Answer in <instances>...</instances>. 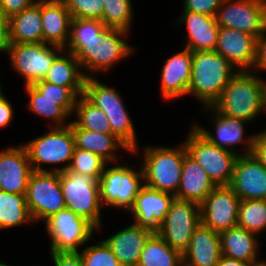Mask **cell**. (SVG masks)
<instances>
[{
    "label": "cell",
    "instance_id": "1",
    "mask_svg": "<svg viewBox=\"0 0 266 266\" xmlns=\"http://www.w3.org/2000/svg\"><path fill=\"white\" fill-rule=\"evenodd\" d=\"M211 107L222 116L251 123L266 113V80L252 71L238 70Z\"/></svg>",
    "mask_w": 266,
    "mask_h": 266
},
{
    "label": "cell",
    "instance_id": "2",
    "mask_svg": "<svg viewBox=\"0 0 266 266\" xmlns=\"http://www.w3.org/2000/svg\"><path fill=\"white\" fill-rule=\"evenodd\" d=\"M237 71L231 62L215 50L192 52L191 81L187 95L196 97L202 107L212 106Z\"/></svg>",
    "mask_w": 266,
    "mask_h": 266
},
{
    "label": "cell",
    "instance_id": "3",
    "mask_svg": "<svg viewBox=\"0 0 266 266\" xmlns=\"http://www.w3.org/2000/svg\"><path fill=\"white\" fill-rule=\"evenodd\" d=\"M96 78L86 77L83 95L106 114L111 133L130 148L132 155L142 154L137 143L136 129L123 96L114 87H109Z\"/></svg>",
    "mask_w": 266,
    "mask_h": 266
},
{
    "label": "cell",
    "instance_id": "4",
    "mask_svg": "<svg viewBox=\"0 0 266 266\" xmlns=\"http://www.w3.org/2000/svg\"><path fill=\"white\" fill-rule=\"evenodd\" d=\"M143 152L142 170L144 185L176 196L178 191L182 165L185 157V144L177 147L146 145Z\"/></svg>",
    "mask_w": 266,
    "mask_h": 266
},
{
    "label": "cell",
    "instance_id": "5",
    "mask_svg": "<svg viewBox=\"0 0 266 266\" xmlns=\"http://www.w3.org/2000/svg\"><path fill=\"white\" fill-rule=\"evenodd\" d=\"M50 128L47 133L22 144L27 151L33 171L61 173L70 166L75 149V139L70 125ZM43 164L45 166L65 165L49 169L44 168Z\"/></svg>",
    "mask_w": 266,
    "mask_h": 266
},
{
    "label": "cell",
    "instance_id": "6",
    "mask_svg": "<svg viewBox=\"0 0 266 266\" xmlns=\"http://www.w3.org/2000/svg\"><path fill=\"white\" fill-rule=\"evenodd\" d=\"M60 184L66 208L91 222L99 233L102 230L103 207L99 180L67 168L60 173Z\"/></svg>",
    "mask_w": 266,
    "mask_h": 266
},
{
    "label": "cell",
    "instance_id": "7",
    "mask_svg": "<svg viewBox=\"0 0 266 266\" xmlns=\"http://www.w3.org/2000/svg\"><path fill=\"white\" fill-rule=\"evenodd\" d=\"M111 165V167L106 165L99 179L101 203L103 206L129 212L144 186L142 166L140 165L137 171L127 164L112 163Z\"/></svg>",
    "mask_w": 266,
    "mask_h": 266
},
{
    "label": "cell",
    "instance_id": "8",
    "mask_svg": "<svg viewBox=\"0 0 266 266\" xmlns=\"http://www.w3.org/2000/svg\"><path fill=\"white\" fill-rule=\"evenodd\" d=\"M185 144L187 153L205 170L216 187L229 186L238 154L217 147L191 124Z\"/></svg>",
    "mask_w": 266,
    "mask_h": 266
},
{
    "label": "cell",
    "instance_id": "9",
    "mask_svg": "<svg viewBox=\"0 0 266 266\" xmlns=\"http://www.w3.org/2000/svg\"><path fill=\"white\" fill-rule=\"evenodd\" d=\"M45 232L51 240L50 251L79 252L93 239L97 228L74 211L64 208L45 222Z\"/></svg>",
    "mask_w": 266,
    "mask_h": 266
},
{
    "label": "cell",
    "instance_id": "10",
    "mask_svg": "<svg viewBox=\"0 0 266 266\" xmlns=\"http://www.w3.org/2000/svg\"><path fill=\"white\" fill-rule=\"evenodd\" d=\"M130 33L123 29L108 28L102 34L100 44L89 46L78 58L84 75L95 77L97 73L107 72L122 59L134 53V46L124 41Z\"/></svg>",
    "mask_w": 266,
    "mask_h": 266
},
{
    "label": "cell",
    "instance_id": "11",
    "mask_svg": "<svg viewBox=\"0 0 266 266\" xmlns=\"http://www.w3.org/2000/svg\"><path fill=\"white\" fill-rule=\"evenodd\" d=\"M26 203L34 223L45 222L66 208L60 173L33 171L27 186Z\"/></svg>",
    "mask_w": 266,
    "mask_h": 266
},
{
    "label": "cell",
    "instance_id": "12",
    "mask_svg": "<svg viewBox=\"0 0 266 266\" xmlns=\"http://www.w3.org/2000/svg\"><path fill=\"white\" fill-rule=\"evenodd\" d=\"M62 47L47 43H12L8 55L10 66L22 78L24 85L42 80L54 60L64 51Z\"/></svg>",
    "mask_w": 266,
    "mask_h": 266
},
{
    "label": "cell",
    "instance_id": "13",
    "mask_svg": "<svg viewBox=\"0 0 266 266\" xmlns=\"http://www.w3.org/2000/svg\"><path fill=\"white\" fill-rule=\"evenodd\" d=\"M200 223V205L175 198L165 216L164 223L156 233L171 247L183 253Z\"/></svg>",
    "mask_w": 266,
    "mask_h": 266
},
{
    "label": "cell",
    "instance_id": "14",
    "mask_svg": "<svg viewBox=\"0 0 266 266\" xmlns=\"http://www.w3.org/2000/svg\"><path fill=\"white\" fill-rule=\"evenodd\" d=\"M215 20L219 27L233 28L258 39L266 30V0H223Z\"/></svg>",
    "mask_w": 266,
    "mask_h": 266
},
{
    "label": "cell",
    "instance_id": "15",
    "mask_svg": "<svg viewBox=\"0 0 266 266\" xmlns=\"http://www.w3.org/2000/svg\"><path fill=\"white\" fill-rule=\"evenodd\" d=\"M202 110L211 111L210 121L213 124L215 133L209 131L203 125L198 123L192 124L195 129L205 137L209 142L215 144L219 148H223L232 151L238 155H250L253 149V142L255 138V133L245 137V126L249 123L231 116H222L217 113L211 106L202 107ZM244 143L243 151L240 149L237 151V147ZM239 144V145H238ZM245 149V150H244Z\"/></svg>",
    "mask_w": 266,
    "mask_h": 266
},
{
    "label": "cell",
    "instance_id": "16",
    "mask_svg": "<svg viewBox=\"0 0 266 266\" xmlns=\"http://www.w3.org/2000/svg\"><path fill=\"white\" fill-rule=\"evenodd\" d=\"M240 202L229 186L216 187L200 204L201 223L219 233L237 226Z\"/></svg>",
    "mask_w": 266,
    "mask_h": 266
},
{
    "label": "cell",
    "instance_id": "17",
    "mask_svg": "<svg viewBox=\"0 0 266 266\" xmlns=\"http://www.w3.org/2000/svg\"><path fill=\"white\" fill-rule=\"evenodd\" d=\"M229 187L240 200H266V167L250 155H239Z\"/></svg>",
    "mask_w": 266,
    "mask_h": 266
},
{
    "label": "cell",
    "instance_id": "18",
    "mask_svg": "<svg viewBox=\"0 0 266 266\" xmlns=\"http://www.w3.org/2000/svg\"><path fill=\"white\" fill-rule=\"evenodd\" d=\"M32 172L23 144L0 150V190L26 195Z\"/></svg>",
    "mask_w": 266,
    "mask_h": 266
},
{
    "label": "cell",
    "instance_id": "19",
    "mask_svg": "<svg viewBox=\"0 0 266 266\" xmlns=\"http://www.w3.org/2000/svg\"><path fill=\"white\" fill-rule=\"evenodd\" d=\"M257 39L239 30L220 27L215 51L237 70L251 71L256 59Z\"/></svg>",
    "mask_w": 266,
    "mask_h": 266
},
{
    "label": "cell",
    "instance_id": "20",
    "mask_svg": "<svg viewBox=\"0 0 266 266\" xmlns=\"http://www.w3.org/2000/svg\"><path fill=\"white\" fill-rule=\"evenodd\" d=\"M174 199V195L144 185L129 210L133 214L134 223L156 233L164 223Z\"/></svg>",
    "mask_w": 266,
    "mask_h": 266
},
{
    "label": "cell",
    "instance_id": "21",
    "mask_svg": "<svg viewBox=\"0 0 266 266\" xmlns=\"http://www.w3.org/2000/svg\"><path fill=\"white\" fill-rule=\"evenodd\" d=\"M192 51L183 47L167 58L160 73V93L163 100L187 96L191 81Z\"/></svg>",
    "mask_w": 266,
    "mask_h": 266
},
{
    "label": "cell",
    "instance_id": "22",
    "mask_svg": "<svg viewBox=\"0 0 266 266\" xmlns=\"http://www.w3.org/2000/svg\"><path fill=\"white\" fill-rule=\"evenodd\" d=\"M178 18V19H177ZM176 18V25L184 24L187 29V38L184 47L192 52L213 51L216 49L219 25L215 17L202 13L183 11Z\"/></svg>",
    "mask_w": 266,
    "mask_h": 266
},
{
    "label": "cell",
    "instance_id": "23",
    "mask_svg": "<svg viewBox=\"0 0 266 266\" xmlns=\"http://www.w3.org/2000/svg\"><path fill=\"white\" fill-rule=\"evenodd\" d=\"M153 234V231L132 223L103 241L122 266H137L145 243Z\"/></svg>",
    "mask_w": 266,
    "mask_h": 266
},
{
    "label": "cell",
    "instance_id": "24",
    "mask_svg": "<svg viewBox=\"0 0 266 266\" xmlns=\"http://www.w3.org/2000/svg\"><path fill=\"white\" fill-rule=\"evenodd\" d=\"M221 256L219 232L200 223L182 253V263L183 266H216Z\"/></svg>",
    "mask_w": 266,
    "mask_h": 266
},
{
    "label": "cell",
    "instance_id": "25",
    "mask_svg": "<svg viewBox=\"0 0 266 266\" xmlns=\"http://www.w3.org/2000/svg\"><path fill=\"white\" fill-rule=\"evenodd\" d=\"M43 42L66 49L72 16L65 2L41 1Z\"/></svg>",
    "mask_w": 266,
    "mask_h": 266
},
{
    "label": "cell",
    "instance_id": "26",
    "mask_svg": "<svg viewBox=\"0 0 266 266\" xmlns=\"http://www.w3.org/2000/svg\"><path fill=\"white\" fill-rule=\"evenodd\" d=\"M216 188L205 170L187 153L182 165L181 181L175 198L201 204Z\"/></svg>",
    "mask_w": 266,
    "mask_h": 266
},
{
    "label": "cell",
    "instance_id": "27",
    "mask_svg": "<svg viewBox=\"0 0 266 266\" xmlns=\"http://www.w3.org/2000/svg\"><path fill=\"white\" fill-rule=\"evenodd\" d=\"M25 92L29 96L27 107L38 117L52 121L51 127L69 126L70 116L74 114L77 99H50L46 98L32 85H26ZM67 121V122H66ZM55 123V124H54Z\"/></svg>",
    "mask_w": 266,
    "mask_h": 266
},
{
    "label": "cell",
    "instance_id": "28",
    "mask_svg": "<svg viewBox=\"0 0 266 266\" xmlns=\"http://www.w3.org/2000/svg\"><path fill=\"white\" fill-rule=\"evenodd\" d=\"M74 139L75 148L87 150L95 153L109 163H118V149H123L130 155V148L113 134H102L90 130L79 128L73 121L70 123Z\"/></svg>",
    "mask_w": 266,
    "mask_h": 266
},
{
    "label": "cell",
    "instance_id": "29",
    "mask_svg": "<svg viewBox=\"0 0 266 266\" xmlns=\"http://www.w3.org/2000/svg\"><path fill=\"white\" fill-rule=\"evenodd\" d=\"M219 235L223 256L252 264L262 261L259 260L261 243L256 234L235 226L220 232Z\"/></svg>",
    "mask_w": 266,
    "mask_h": 266
},
{
    "label": "cell",
    "instance_id": "30",
    "mask_svg": "<svg viewBox=\"0 0 266 266\" xmlns=\"http://www.w3.org/2000/svg\"><path fill=\"white\" fill-rule=\"evenodd\" d=\"M51 84L71 88L78 96L83 94L86 76L78 58L64 50L53 62L42 79Z\"/></svg>",
    "mask_w": 266,
    "mask_h": 266
},
{
    "label": "cell",
    "instance_id": "31",
    "mask_svg": "<svg viewBox=\"0 0 266 266\" xmlns=\"http://www.w3.org/2000/svg\"><path fill=\"white\" fill-rule=\"evenodd\" d=\"M11 43H42L41 1L9 18Z\"/></svg>",
    "mask_w": 266,
    "mask_h": 266
},
{
    "label": "cell",
    "instance_id": "32",
    "mask_svg": "<svg viewBox=\"0 0 266 266\" xmlns=\"http://www.w3.org/2000/svg\"><path fill=\"white\" fill-rule=\"evenodd\" d=\"M107 29L101 20L72 19L70 40L65 50L79 58L89 46L100 44Z\"/></svg>",
    "mask_w": 266,
    "mask_h": 266
},
{
    "label": "cell",
    "instance_id": "33",
    "mask_svg": "<svg viewBox=\"0 0 266 266\" xmlns=\"http://www.w3.org/2000/svg\"><path fill=\"white\" fill-rule=\"evenodd\" d=\"M137 266H183L182 253L154 233L145 243Z\"/></svg>",
    "mask_w": 266,
    "mask_h": 266
},
{
    "label": "cell",
    "instance_id": "34",
    "mask_svg": "<svg viewBox=\"0 0 266 266\" xmlns=\"http://www.w3.org/2000/svg\"><path fill=\"white\" fill-rule=\"evenodd\" d=\"M34 223L26 203L25 194L0 190V230Z\"/></svg>",
    "mask_w": 266,
    "mask_h": 266
},
{
    "label": "cell",
    "instance_id": "35",
    "mask_svg": "<svg viewBox=\"0 0 266 266\" xmlns=\"http://www.w3.org/2000/svg\"><path fill=\"white\" fill-rule=\"evenodd\" d=\"M73 114V122L82 129L102 134H112L110 123L106 114L96 105L91 103L83 94L77 99Z\"/></svg>",
    "mask_w": 266,
    "mask_h": 266
},
{
    "label": "cell",
    "instance_id": "36",
    "mask_svg": "<svg viewBox=\"0 0 266 266\" xmlns=\"http://www.w3.org/2000/svg\"><path fill=\"white\" fill-rule=\"evenodd\" d=\"M237 226L257 236L266 231V200H241Z\"/></svg>",
    "mask_w": 266,
    "mask_h": 266
},
{
    "label": "cell",
    "instance_id": "37",
    "mask_svg": "<svg viewBox=\"0 0 266 266\" xmlns=\"http://www.w3.org/2000/svg\"><path fill=\"white\" fill-rule=\"evenodd\" d=\"M132 0H104L102 22L107 28L132 30L133 23Z\"/></svg>",
    "mask_w": 266,
    "mask_h": 266
},
{
    "label": "cell",
    "instance_id": "38",
    "mask_svg": "<svg viewBox=\"0 0 266 266\" xmlns=\"http://www.w3.org/2000/svg\"><path fill=\"white\" fill-rule=\"evenodd\" d=\"M108 163L95 153L75 148L69 169L100 179Z\"/></svg>",
    "mask_w": 266,
    "mask_h": 266
},
{
    "label": "cell",
    "instance_id": "39",
    "mask_svg": "<svg viewBox=\"0 0 266 266\" xmlns=\"http://www.w3.org/2000/svg\"><path fill=\"white\" fill-rule=\"evenodd\" d=\"M84 247L79 251L83 266H122L103 240H99L95 245Z\"/></svg>",
    "mask_w": 266,
    "mask_h": 266
},
{
    "label": "cell",
    "instance_id": "40",
    "mask_svg": "<svg viewBox=\"0 0 266 266\" xmlns=\"http://www.w3.org/2000/svg\"><path fill=\"white\" fill-rule=\"evenodd\" d=\"M104 0H66L72 19L101 20Z\"/></svg>",
    "mask_w": 266,
    "mask_h": 266
},
{
    "label": "cell",
    "instance_id": "41",
    "mask_svg": "<svg viewBox=\"0 0 266 266\" xmlns=\"http://www.w3.org/2000/svg\"><path fill=\"white\" fill-rule=\"evenodd\" d=\"M46 98L50 99H78V95L69 87L60 86L40 80L32 84Z\"/></svg>",
    "mask_w": 266,
    "mask_h": 266
},
{
    "label": "cell",
    "instance_id": "42",
    "mask_svg": "<svg viewBox=\"0 0 266 266\" xmlns=\"http://www.w3.org/2000/svg\"><path fill=\"white\" fill-rule=\"evenodd\" d=\"M223 0H183V11L202 13L215 17Z\"/></svg>",
    "mask_w": 266,
    "mask_h": 266
},
{
    "label": "cell",
    "instance_id": "43",
    "mask_svg": "<svg viewBox=\"0 0 266 266\" xmlns=\"http://www.w3.org/2000/svg\"><path fill=\"white\" fill-rule=\"evenodd\" d=\"M54 266H83L79 252L49 251Z\"/></svg>",
    "mask_w": 266,
    "mask_h": 266
},
{
    "label": "cell",
    "instance_id": "44",
    "mask_svg": "<svg viewBox=\"0 0 266 266\" xmlns=\"http://www.w3.org/2000/svg\"><path fill=\"white\" fill-rule=\"evenodd\" d=\"M257 132L251 155L266 167V129Z\"/></svg>",
    "mask_w": 266,
    "mask_h": 266
},
{
    "label": "cell",
    "instance_id": "45",
    "mask_svg": "<svg viewBox=\"0 0 266 266\" xmlns=\"http://www.w3.org/2000/svg\"><path fill=\"white\" fill-rule=\"evenodd\" d=\"M2 9L6 18L20 13L27 7L31 6L37 0H0Z\"/></svg>",
    "mask_w": 266,
    "mask_h": 266
},
{
    "label": "cell",
    "instance_id": "46",
    "mask_svg": "<svg viewBox=\"0 0 266 266\" xmlns=\"http://www.w3.org/2000/svg\"><path fill=\"white\" fill-rule=\"evenodd\" d=\"M257 70H266V30L258 37L256 43V59L251 71L255 73Z\"/></svg>",
    "mask_w": 266,
    "mask_h": 266
},
{
    "label": "cell",
    "instance_id": "47",
    "mask_svg": "<svg viewBox=\"0 0 266 266\" xmlns=\"http://www.w3.org/2000/svg\"><path fill=\"white\" fill-rule=\"evenodd\" d=\"M3 92L0 93V129L11 124L14 118V108Z\"/></svg>",
    "mask_w": 266,
    "mask_h": 266
},
{
    "label": "cell",
    "instance_id": "48",
    "mask_svg": "<svg viewBox=\"0 0 266 266\" xmlns=\"http://www.w3.org/2000/svg\"><path fill=\"white\" fill-rule=\"evenodd\" d=\"M11 45L9 20H0V52L8 53Z\"/></svg>",
    "mask_w": 266,
    "mask_h": 266
},
{
    "label": "cell",
    "instance_id": "49",
    "mask_svg": "<svg viewBox=\"0 0 266 266\" xmlns=\"http://www.w3.org/2000/svg\"><path fill=\"white\" fill-rule=\"evenodd\" d=\"M252 265L253 264L251 262L231 259L222 255L216 266H252Z\"/></svg>",
    "mask_w": 266,
    "mask_h": 266
},
{
    "label": "cell",
    "instance_id": "50",
    "mask_svg": "<svg viewBox=\"0 0 266 266\" xmlns=\"http://www.w3.org/2000/svg\"><path fill=\"white\" fill-rule=\"evenodd\" d=\"M0 20H9L8 18H6V16L4 15L3 9H2V4L0 1Z\"/></svg>",
    "mask_w": 266,
    "mask_h": 266
},
{
    "label": "cell",
    "instance_id": "51",
    "mask_svg": "<svg viewBox=\"0 0 266 266\" xmlns=\"http://www.w3.org/2000/svg\"><path fill=\"white\" fill-rule=\"evenodd\" d=\"M252 266H266V260H262L261 262L253 264Z\"/></svg>",
    "mask_w": 266,
    "mask_h": 266
},
{
    "label": "cell",
    "instance_id": "52",
    "mask_svg": "<svg viewBox=\"0 0 266 266\" xmlns=\"http://www.w3.org/2000/svg\"><path fill=\"white\" fill-rule=\"evenodd\" d=\"M37 1H38V0H37ZM40 1L65 2L66 0H40Z\"/></svg>",
    "mask_w": 266,
    "mask_h": 266
},
{
    "label": "cell",
    "instance_id": "53",
    "mask_svg": "<svg viewBox=\"0 0 266 266\" xmlns=\"http://www.w3.org/2000/svg\"><path fill=\"white\" fill-rule=\"evenodd\" d=\"M1 266H13V265H8V264H5V263H3V262H1ZM15 266V265H14ZM18 266V265H17Z\"/></svg>",
    "mask_w": 266,
    "mask_h": 266
},
{
    "label": "cell",
    "instance_id": "54",
    "mask_svg": "<svg viewBox=\"0 0 266 266\" xmlns=\"http://www.w3.org/2000/svg\"><path fill=\"white\" fill-rule=\"evenodd\" d=\"M1 79V78H0ZM1 82V81H0ZM3 91L2 84L0 83V93Z\"/></svg>",
    "mask_w": 266,
    "mask_h": 266
}]
</instances>
